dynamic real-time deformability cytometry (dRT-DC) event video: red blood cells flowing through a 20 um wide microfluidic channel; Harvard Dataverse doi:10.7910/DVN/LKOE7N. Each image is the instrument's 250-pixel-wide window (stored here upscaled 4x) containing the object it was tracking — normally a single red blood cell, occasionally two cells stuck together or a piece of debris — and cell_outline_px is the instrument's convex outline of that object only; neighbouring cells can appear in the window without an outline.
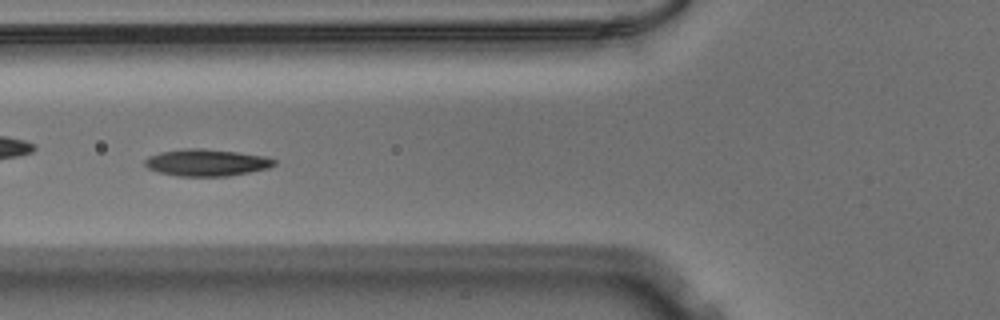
{"species": "Egyptian fruit bat (a non-hibernating species)", "species_latin": "Rousettus aegyptiacus", "temperature_condition": "warm", "stored_images_in_passage": 38, "camera_frame_rate_fps": 3000, "um_per_image_px": 0.085, "animal": {"sex": "male"}, "frame": {"image": 1, "passage_image": 6, "time_ms": 1.667, "image_size_px": [1000, 320], "cell_outline_px": [[276, 164], [268, 168], [228, 176], [176, 176], [160, 172], [148, 168], [144, 164], [144, 160], [148, 156], [160, 152], [188, 148], [204, 148], [268, 156], [276, 160]], "centroid_in_image_um": [17.56, 13.81], "position_along_channel_um": 108.2, "area_um2": 20.29}}
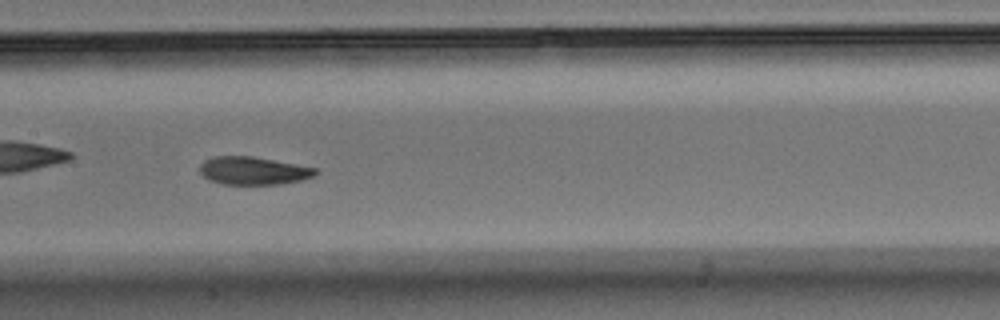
{"frame": {"image": 2, "passage_image": 12, "time_ms": 3.667, "image_size_px": [1000, 320], "cell_outline_px": [[316, 172], [312, 176], [300, 180], [280, 184], [224, 184], [208, 180], [200, 172], [200, 164], [204, 160], [216, 156], [252, 156], [316, 168]], "centroid_in_image_um": [21.47, 14.51], "position_along_channel_um": 185.9, "area_um2": 18.55}}
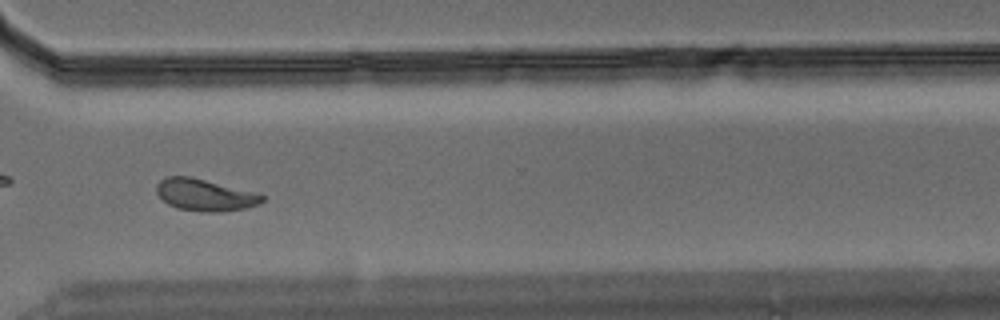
{"frame": {"image": 3, "passage_image": 25, "time_ms": 8.0, "image_size_px": [1000, 320], "cell_outline_px": [[268, 196], [260, 204], [244, 208], [220, 212], [200, 212], [176, 208], [168, 204], [156, 192], [156, 184], [160, 180], [168, 176], [192, 176], [260, 192]], "centroid_in_image_um": [17.49, 16.56], "position_along_channel_um": 353.1, "area_um2": 20.23}}